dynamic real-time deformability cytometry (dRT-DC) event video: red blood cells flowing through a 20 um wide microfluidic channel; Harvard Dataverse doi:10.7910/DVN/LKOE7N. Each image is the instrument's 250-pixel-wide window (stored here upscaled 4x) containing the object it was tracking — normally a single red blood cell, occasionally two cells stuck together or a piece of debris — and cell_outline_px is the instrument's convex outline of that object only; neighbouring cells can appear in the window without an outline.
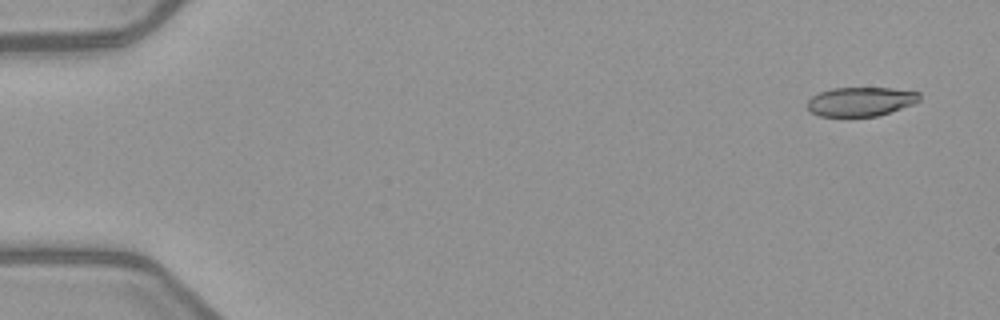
{"species": "common noctule bat (a hibernating species)", "species_latin": "Nyctalus noctula", "temperature_condition": "warm", "stored_images_in_passage": 4, "camera_frame_rate_fps": 3000, "um_per_image_px": 0.085, "animal": {"sex": "female", "body_mass_g": 21.9}, "frame": {"image": 1, "passage_image": 1, "time_ms": 0.0, "image_size_px": [1000, 320], "cell_outline_px": [[920, 100], [912, 104], [876, 116], [820, 116], [812, 112], [808, 108], [808, 100], [812, 96], [820, 92], [832, 88], [892, 88], [920, 92]], "centroid_in_image_um": [73.16, 8.62], "position_along_channel_um": 11.8, "area_um2": 18.79}}